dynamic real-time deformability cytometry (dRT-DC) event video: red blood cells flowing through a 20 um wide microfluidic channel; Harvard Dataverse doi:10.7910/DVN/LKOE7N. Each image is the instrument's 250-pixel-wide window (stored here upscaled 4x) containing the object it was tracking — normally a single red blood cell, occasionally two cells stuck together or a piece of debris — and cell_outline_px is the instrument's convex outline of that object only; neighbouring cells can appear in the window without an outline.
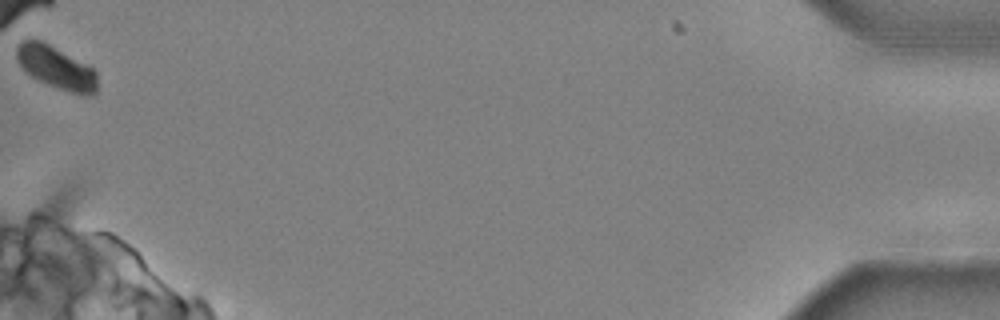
{"species": "common noctule bat (a hibernating species)", "species_latin": "Nyctalus noctula", "temperature_condition": "cold", "stored_images_in_passage": 48, "camera_frame_rate_fps": 3000, "um_per_image_px": 0.085, "animal": {"sex": "male", "body_mass_g": 20.4}, "frame": {"image": 1, "passage_image": 48, "time_ms": 15.667, "image_size_px": [1000, 320], "cell_outline_px": [[96, 92], [92, 96], [80, 96], [68, 92], [48, 84], [32, 76], [16, 60], [16, 48], [24, 40], [40, 40], [88, 64], [96, 72]], "centroid_in_image_um": [4.82, 5.77], "position_along_channel_um": 430.4, "area_um2": 19.88}}